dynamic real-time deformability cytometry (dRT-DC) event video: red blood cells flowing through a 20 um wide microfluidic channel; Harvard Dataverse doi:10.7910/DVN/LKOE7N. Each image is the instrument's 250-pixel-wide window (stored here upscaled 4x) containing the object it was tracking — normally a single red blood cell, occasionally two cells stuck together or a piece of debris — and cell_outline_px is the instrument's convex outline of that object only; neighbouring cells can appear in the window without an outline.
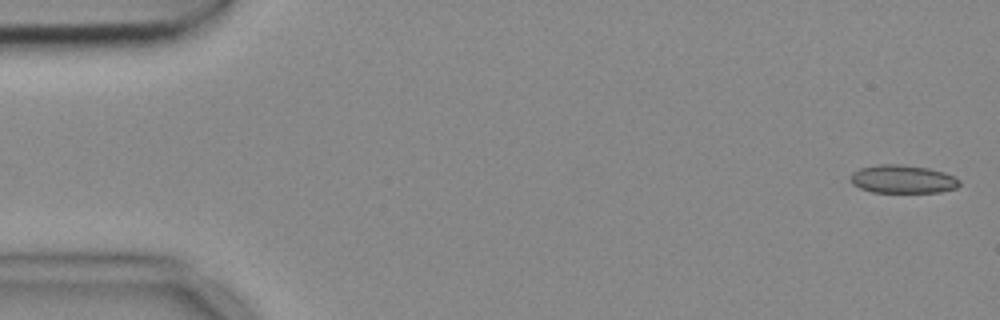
{"species": "common noctule bat (a hibernating species)", "species_latin": "Nyctalus noctula", "temperature_condition": "cold", "stored_images_in_passage": 6, "camera_frame_rate_fps": 3000, "um_per_image_px": 0.085, "animal": {"sex": "female", "body_mass_g": 18.4}, "frame": {"image": 1, "passage_image": 1, "time_ms": 0.0, "image_size_px": [1000, 320], "cell_outline_px": [[960, 184], [956, 188], [940, 192], [872, 192], [860, 188], [852, 184], [848, 176], [852, 172], [860, 168], [876, 164], [900, 164], [928, 168], [944, 172], [960, 180]], "centroid_in_image_um": [76.69, 15.22], "position_along_channel_um": 8.3, "area_um2": 18.03}}
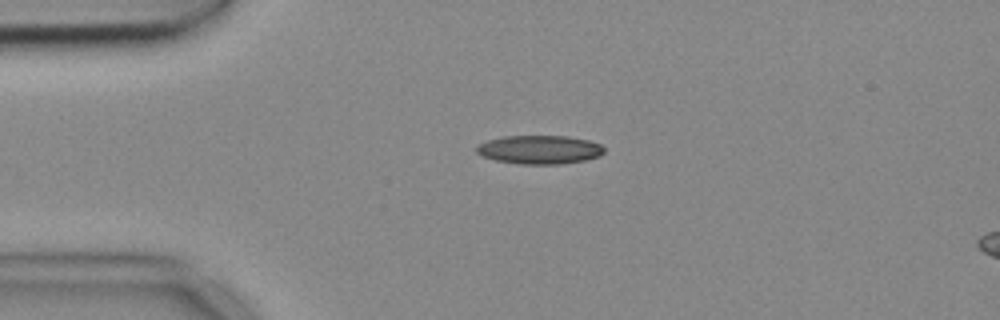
{"frame": {"image": 2, "passage_image": 6, "time_ms": 1.667, "image_size_px": [1000, 320], "cell_outline_px": [[604, 152], [600, 156], [588, 160], [560, 164], [520, 164], [496, 160], [484, 156], [476, 152], [476, 148], [480, 144], [488, 140], [504, 136], [568, 136], [588, 140], [600, 144], [604, 148]], "centroid_in_image_um": [45.91, 12.72], "position_along_channel_um": 39.1, "area_um2": 21.27}}